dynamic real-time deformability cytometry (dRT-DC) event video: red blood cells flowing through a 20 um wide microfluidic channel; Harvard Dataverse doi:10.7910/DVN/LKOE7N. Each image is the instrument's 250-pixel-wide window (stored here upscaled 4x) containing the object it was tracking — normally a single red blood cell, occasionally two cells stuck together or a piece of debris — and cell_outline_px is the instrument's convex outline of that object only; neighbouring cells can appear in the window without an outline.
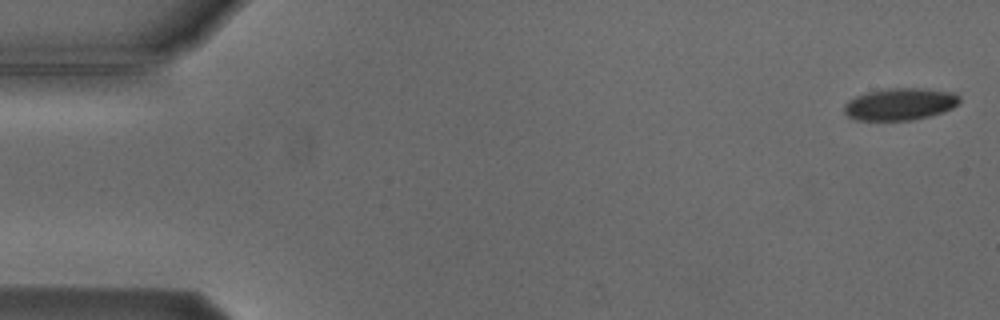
{"species": "Egyptian fruit bat (a non-hibernating species)", "species_latin": "Rousettus aegyptiacus", "temperature_condition": "cold", "stored_images_in_passage": 4, "camera_frame_rate_fps": 3000, "um_per_image_px": 0.085, "animal": {"sex": "male"}, "frame": {"image": 1, "passage_image": 1, "time_ms": 0.0, "image_size_px": [1000, 320], "cell_outline_px": [[960, 100], [952, 108], [928, 116], [912, 120], [856, 120], [848, 116], [844, 112], [844, 104], [848, 100], [856, 96], [868, 92], [888, 88], [924, 88], [956, 92], [960, 96]], "centroid_in_image_um": [76.5, 8.84], "position_along_channel_um": 8.5, "area_um2": 21.56}}
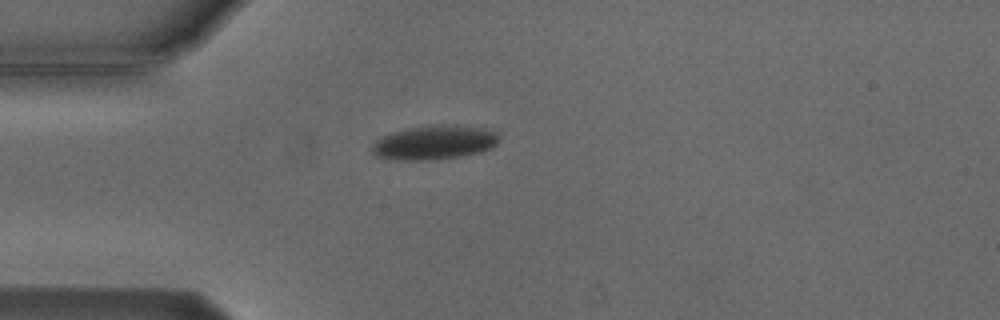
{"frame": {"image": 2, "passage_image": 4, "time_ms": 4.333, "image_size_px": [1000, 320], "cell_outline_px": [[500, 140], [492, 148], [480, 152], [460, 156], [432, 160], [396, 160], [376, 156], [372, 152], [372, 144], [376, 140], [392, 132], [408, 128], [428, 124], [440, 124], [484, 128], [496, 132], [500, 136]], "centroid_in_image_um": [36.93, 12.11], "position_along_channel_um": 48.1, "area_um2": 25.43}}